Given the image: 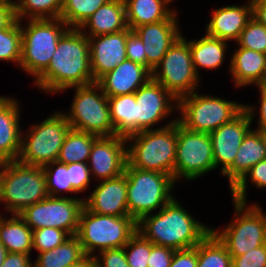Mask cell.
Returning a JSON list of instances; mask_svg holds the SVG:
<instances>
[{"label": "cell", "instance_id": "816d5d0a", "mask_svg": "<svg viewBox=\"0 0 266 267\" xmlns=\"http://www.w3.org/2000/svg\"><path fill=\"white\" fill-rule=\"evenodd\" d=\"M252 17L266 27V0H251Z\"/></svg>", "mask_w": 266, "mask_h": 267}, {"label": "cell", "instance_id": "b9f144b4", "mask_svg": "<svg viewBox=\"0 0 266 267\" xmlns=\"http://www.w3.org/2000/svg\"><path fill=\"white\" fill-rule=\"evenodd\" d=\"M67 171H69V181L73 189L81 194L88 191L92 178L88 163L72 162L67 164Z\"/></svg>", "mask_w": 266, "mask_h": 267}, {"label": "cell", "instance_id": "5bb4252c", "mask_svg": "<svg viewBox=\"0 0 266 267\" xmlns=\"http://www.w3.org/2000/svg\"><path fill=\"white\" fill-rule=\"evenodd\" d=\"M84 207V197L64 196L43 199L25 208L18 215L32 229L54 227L75 236L79 228V216Z\"/></svg>", "mask_w": 266, "mask_h": 267}, {"label": "cell", "instance_id": "60d3db41", "mask_svg": "<svg viewBox=\"0 0 266 267\" xmlns=\"http://www.w3.org/2000/svg\"><path fill=\"white\" fill-rule=\"evenodd\" d=\"M70 237L66 231L54 227L33 230V250L38 253L49 251L63 244Z\"/></svg>", "mask_w": 266, "mask_h": 267}, {"label": "cell", "instance_id": "db71d44e", "mask_svg": "<svg viewBox=\"0 0 266 267\" xmlns=\"http://www.w3.org/2000/svg\"><path fill=\"white\" fill-rule=\"evenodd\" d=\"M7 249L5 248V246L0 242V267L3 264V261L5 260V257L7 255Z\"/></svg>", "mask_w": 266, "mask_h": 267}, {"label": "cell", "instance_id": "4dcf8cb0", "mask_svg": "<svg viewBox=\"0 0 266 267\" xmlns=\"http://www.w3.org/2000/svg\"><path fill=\"white\" fill-rule=\"evenodd\" d=\"M110 119L115 135L128 137L135 134L136 98L135 93L108 97Z\"/></svg>", "mask_w": 266, "mask_h": 267}, {"label": "cell", "instance_id": "ba28073f", "mask_svg": "<svg viewBox=\"0 0 266 267\" xmlns=\"http://www.w3.org/2000/svg\"><path fill=\"white\" fill-rule=\"evenodd\" d=\"M71 129L65 115L54 111L42 122L32 123L21 133V149L17 161L43 167L57 161L60 149Z\"/></svg>", "mask_w": 266, "mask_h": 267}, {"label": "cell", "instance_id": "277c9868", "mask_svg": "<svg viewBox=\"0 0 266 267\" xmlns=\"http://www.w3.org/2000/svg\"><path fill=\"white\" fill-rule=\"evenodd\" d=\"M20 28L22 42L18 69L34 77L35 81L48 68L60 37L69 27L61 18H54L22 20Z\"/></svg>", "mask_w": 266, "mask_h": 267}, {"label": "cell", "instance_id": "1f68e13d", "mask_svg": "<svg viewBox=\"0 0 266 267\" xmlns=\"http://www.w3.org/2000/svg\"><path fill=\"white\" fill-rule=\"evenodd\" d=\"M99 136L75 129H70L60 149L57 161L69 164L72 162L88 163L93 142Z\"/></svg>", "mask_w": 266, "mask_h": 267}, {"label": "cell", "instance_id": "cb8c5ba5", "mask_svg": "<svg viewBox=\"0 0 266 267\" xmlns=\"http://www.w3.org/2000/svg\"><path fill=\"white\" fill-rule=\"evenodd\" d=\"M229 59V72L235 88L266 83V54L237 45Z\"/></svg>", "mask_w": 266, "mask_h": 267}, {"label": "cell", "instance_id": "9f6ffc18", "mask_svg": "<svg viewBox=\"0 0 266 267\" xmlns=\"http://www.w3.org/2000/svg\"><path fill=\"white\" fill-rule=\"evenodd\" d=\"M261 132L262 135V139L265 145V149H266V130H259Z\"/></svg>", "mask_w": 266, "mask_h": 267}, {"label": "cell", "instance_id": "3957f363", "mask_svg": "<svg viewBox=\"0 0 266 267\" xmlns=\"http://www.w3.org/2000/svg\"><path fill=\"white\" fill-rule=\"evenodd\" d=\"M127 163L134 168L168 174L175 181L177 121L126 137Z\"/></svg>", "mask_w": 266, "mask_h": 267}, {"label": "cell", "instance_id": "7c38bea8", "mask_svg": "<svg viewBox=\"0 0 266 267\" xmlns=\"http://www.w3.org/2000/svg\"><path fill=\"white\" fill-rule=\"evenodd\" d=\"M152 79L177 100L200 89L203 80L194 69L190 46L183 32L152 70Z\"/></svg>", "mask_w": 266, "mask_h": 267}, {"label": "cell", "instance_id": "d4e9b609", "mask_svg": "<svg viewBox=\"0 0 266 267\" xmlns=\"http://www.w3.org/2000/svg\"><path fill=\"white\" fill-rule=\"evenodd\" d=\"M79 29L94 37L128 29L124 0H110L90 16Z\"/></svg>", "mask_w": 266, "mask_h": 267}, {"label": "cell", "instance_id": "ab89813d", "mask_svg": "<svg viewBox=\"0 0 266 267\" xmlns=\"http://www.w3.org/2000/svg\"><path fill=\"white\" fill-rule=\"evenodd\" d=\"M129 267H148L151 254V242L136 232L124 246Z\"/></svg>", "mask_w": 266, "mask_h": 267}, {"label": "cell", "instance_id": "44dd1931", "mask_svg": "<svg viewBox=\"0 0 266 267\" xmlns=\"http://www.w3.org/2000/svg\"><path fill=\"white\" fill-rule=\"evenodd\" d=\"M245 4L222 6L212 11L211 18L205 27V34L228 41L236 42L247 23L252 19L251 0Z\"/></svg>", "mask_w": 266, "mask_h": 267}, {"label": "cell", "instance_id": "30bf717a", "mask_svg": "<svg viewBox=\"0 0 266 267\" xmlns=\"http://www.w3.org/2000/svg\"><path fill=\"white\" fill-rule=\"evenodd\" d=\"M244 109L238 101L193 92L178 100L177 121L194 132L210 133L230 122Z\"/></svg>", "mask_w": 266, "mask_h": 267}, {"label": "cell", "instance_id": "d590c367", "mask_svg": "<svg viewBox=\"0 0 266 267\" xmlns=\"http://www.w3.org/2000/svg\"><path fill=\"white\" fill-rule=\"evenodd\" d=\"M47 181V190L51 197H64L65 193L77 194L69 181L67 164L54 161L42 167ZM64 194V195H63Z\"/></svg>", "mask_w": 266, "mask_h": 267}, {"label": "cell", "instance_id": "e575fe53", "mask_svg": "<svg viewBox=\"0 0 266 267\" xmlns=\"http://www.w3.org/2000/svg\"><path fill=\"white\" fill-rule=\"evenodd\" d=\"M110 0H63L60 18L69 28H79L102 5Z\"/></svg>", "mask_w": 266, "mask_h": 267}, {"label": "cell", "instance_id": "f546056e", "mask_svg": "<svg viewBox=\"0 0 266 267\" xmlns=\"http://www.w3.org/2000/svg\"><path fill=\"white\" fill-rule=\"evenodd\" d=\"M33 267H68L86 257L79 238L71 236L63 244L46 252L38 253Z\"/></svg>", "mask_w": 266, "mask_h": 267}, {"label": "cell", "instance_id": "7dc6e473", "mask_svg": "<svg viewBox=\"0 0 266 267\" xmlns=\"http://www.w3.org/2000/svg\"><path fill=\"white\" fill-rule=\"evenodd\" d=\"M175 250L151 243L148 267H170Z\"/></svg>", "mask_w": 266, "mask_h": 267}, {"label": "cell", "instance_id": "4fadbf2b", "mask_svg": "<svg viewBox=\"0 0 266 267\" xmlns=\"http://www.w3.org/2000/svg\"><path fill=\"white\" fill-rule=\"evenodd\" d=\"M215 171L212 141L209 133L186 129L177 121L175 182L195 181Z\"/></svg>", "mask_w": 266, "mask_h": 267}, {"label": "cell", "instance_id": "e0dca14e", "mask_svg": "<svg viewBox=\"0 0 266 267\" xmlns=\"http://www.w3.org/2000/svg\"><path fill=\"white\" fill-rule=\"evenodd\" d=\"M248 112L243 109L235 118L210 132L215 169L222 175L234 162L246 134L252 129Z\"/></svg>", "mask_w": 266, "mask_h": 267}, {"label": "cell", "instance_id": "6f0895ef", "mask_svg": "<svg viewBox=\"0 0 266 267\" xmlns=\"http://www.w3.org/2000/svg\"><path fill=\"white\" fill-rule=\"evenodd\" d=\"M3 167H4V161H0V186H1V175L3 172Z\"/></svg>", "mask_w": 266, "mask_h": 267}, {"label": "cell", "instance_id": "ffe728a7", "mask_svg": "<svg viewBox=\"0 0 266 267\" xmlns=\"http://www.w3.org/2000/svg\"><path fill=\"white\" fill-rule=\"evenodd\" d=\"M84 206L91 212L110 216H130L127 209L126 174L99 181L84 198Z\"/></svg>", "mask_w": 266, "mask_h": 267}, {"label": "cell", "instance_id": "d6986e66", "mask_svg": "<svg viewBox=\"0 0 266 267\" xmlns=\"http://www.w3.org/2000/svg\"><path fill=\"white\" fill-rule=\"evenodd\" d=\"M131 29L88 37L93 83L127 60L126 41Z\"/></svg>", "mask_w": 266, "mask_h": 267}, {"label": "cell", "instance_id": "ac0fdd59", "mask_svg": "<svg viewBox=\"0 0 266 267\" xmlns=\"http://www.w3.org/2000/svg\"><path fill=\"white\" fill-rule=\"evenodd\" d=\"M179 11L167 20L138 26L133 31L142 39L146 54V67L152 70L162 60L171 45L182 35Z\"/></svg>", "mask_w": 266, "mask_h": 267}, {"label": "cell", "instance_id": "7a4b0ae2", "mask_svg": "<svg viewBox=\"0 0 266 267\" xmlns=\"http://www.w3.org/2000/svg\"><path fill=\"white\" fill-rule=\"evenodd\" d=\"M175 197L157 213L147 214L137 222V232L154 245L183 250L195 247L211 227L189 213Z\"/></svg>", "mask_w": 266, "mask_h": 267}, {"label": "cell", "instance_id": "52a82bcc", "mask_svg": "<svg viewBox=\"0 0 266 267\" xmlns=\"http://www.w3.org/2000/svg\"><path fill=\"white\" fill-rule=\"evenodd\" d=\"M136 232L132 217L96 214L84 206L76 236L86 256L94 257L100 251L124 247Z\"/></svg>", "mask_w": 266, "mask_h": 267}, {"label": "cell", "instance_id": "c3c4849f", "mask_svg": "<svg viewBox=\"0 0 266 267\" xmlns=\"http://www.w3.org/2000/svg\"><path fill=\"white\" fill-rule=\"evenodd\" d=\"M198 244L189 249L175 250L170 267H197Z\"/></svg>", "mask_w": 266, "mask_h": 267}, {"label": "cell", "instance_id": "603a6c76", "mask_svg": "<svg viewBox=\"0 0 266 267\" xmlns=\"http://www.w3.org/2000/svg\"><path fill=\"white\" fill-rule=\"evenodd\" d=\"M152 78V72L145 66L125 60L102 76L97 83L107 97L135 93Z\"/></svg>", "mask_w": 266, "mask_h": 267}, {"label": "cell", "instance_id": "681fc988", "mask_svg": "<svg viewBox=\"0 0 266 267\" xmlns=\"http://www.w3.org/2000/svg\"><path fill=\"white\" fill-rule=\"evenodd\" d=\"M1 267H33L30 254L7 253Z\"/></svg>", "mask_w": 266, "mask_h": 267}, {"label": "cell", "instance_id": "484cf974", "mask_svg": "<svg viewBox=\"0 0 266 267\" xmlns=\"http://www.w3.org/2000/svg\"><path fill=\"white\" fill-rule=\"evenodd\" d=\"M266 159V149L261 132L252 128L244 137L233 164L222 174L231 189L258 162Z\"/></svg>", "mask_w": 266, "mask_h": 267}, {"label": "cell", "instance_id": "2e32d148", "mask_svg": "<svg viewBox=\"0 0 266 267\" xmlns=\"http://www.w3.org/2000/svg\"><path fill=\"white\" fill-rule=\"evenodd\" d=\"M127 164L126 138L99 136L92 145L88 160L91 178L103 181L122 175Z\"/></svg>", "mask_w": 266, "mask_h": 267}, {"label": "cell", "instance_id": "f35d334b", "mask_svg": "<svg viewBox=\"0 0 266 267\" xmlns=\"http://www.w3.org/2000/svg\"><path fill=\"white\" fill-rule=\"evenodd\" d=\"M235 44L239 47L266 54V27L252 17L241 31L240 37Z\"/></svg>", "mask_w": 266, "mask_h": 267}, {"label": "cell", "instance_id": "11a10c76", "mask_svg": "<svg viewBox=\"0 0 266 267\" xmlns=\"http://www.w3.org/2000/svg\"><path fill=\"white\" fill-rule=\"evenodd\" d=\"M20 2H21V0H0V3L7 4V5L13 7L14 9H16L18 7Z\"/></svg>", "mask_w": 266, "mask_h": 267}, {"label": "cell", "instance_id": "83f0119b", "mask_svg": "<svg viewBox=\"0 0 266 267\" xmlns=\"http://www.w3.org/2000/svg\"><path fill=\"white\" fill-rule=\"evenodd\" d=\"M175 0H124L128 28L167 20L176 10L170 7Z\"/></svg>", "mask_w": 266, "mask_h": 267}, {"label": "cell", "instance_id": "f1b7e54d", "mask_svg": "<svg viewBox=\"0 0 266 267\" xmlns=\"http://www.w3.org/2000/svg\"><path fill=\"white\" fill-rule=\"evenodd\" d=\"M33 230L18 214L7 218L0 214V242L9 253L30 254L33 251Z\"/></svg>", "mask_w": 266, "mask_h": 267}, {"label": "cell", "instance_id": "9a60e30c", "mask_svg": "<svg viewBox=\"0 0 266 267\" xmlns=\"http://www.w3.org/2000/svg\"><path fill=\"white\" fill-rule=\"evenodd\" d=\"M135 98V133L164 128L177 121L176 117L156 128L166 118L168 119L173 112H177L178 100L154 79L151 78L146 84L142 85L135 92Z\"/></svg>", "mask_w": 266, "mask_h": 267}, {"label": "cell", "instance_id": "f6af8a7d", "mask_svg": "<svg viewBox=\"0 0 266 267\" xmlns=\"http://www.w3.org/2000/svg\"><path fill=\"white\" fill-rule=\"evenodd\" d=\"M256 88L258 89L259 95H260V100L258 101L259 105L254 106V105L245 103L244 109L248 112L252 123H255L254 122L255 120L258 122L256 124L257 127H255L254 129L266 130V83L262 85H258L256 86ZM258 107H259V110H258ZM256 111H258V115ZM255 118H257L258 120Z\"/></svg>", "mask_w": 266, "mask_h": 267}, {"label": "cell", "instance_id": "7bdbcfd3", "mask_svg": "<svg viewBox=\"0 0 266 267\" xmlns=\"http://www.w3.org/2000/svg\"><path fill=\"white\" fill-rule=\"evenodd\" d=\"M232 267H266V244L241 256H231Z\"/></svg>", "mask_w": 266, "mask_h": 267}, {"label": "cell", "instance_id": "8fae6325", "mask_svg": "<svg viewBox=\"0 0 266 267\" xmlns=\"http://www.w3.org/2000/svg\"><path fill=\"white\" fill-rule=\"evenodd\" d=\"M74 91V97L67 112L63 111L70 127L75 130L92 133L97 136H114L115 131L110 119L108 97L101 86L91 83L63 90Z\"/></svg>", "mask_w": 266, "mask_h": 267}, {"label": "cell", "instance_id": "8992f818", "mask_svg": "<svg viewBox=\"0 0 266 267\" xmlns=\"http://www.w3.org/2000/svg\"><path fill=\"white\" fill-rule=\"evenodd\" d=\"M127 209L138 222L143 216L155 213L168 204L177 183L173 177L157 171L142 170L126 164Z\"/></svg>", "mask_w": 266, "mask_h": 267}, {"label": "cell", "instance_id": "9c48e42d", "mask_svg": "<svg viewBox=\"0 0 266 267\" xmlns=\"http://www.w3.org/2000/svg\"><path fill=\"white\" fill-rule=\"evenodd\" d=\"M232 202V220L226 227H211V231L225 245L231 256H241L266 244V213L256 202Z\"/></svg>", "mask_w": 266, "mask_h": 267}, {"label": "cell", "instance_id": "bcb514c9", "mask_svg": "<svg viewBox=\"0 0 266 267\" xmlns=\"http://www.w3.org/2000/svg\"><path fill=\"white\" fill-rule=\"evenodd\" d=\"M126 55L127 60L146 67V54L143 41L133 30L127 36Z\"/></svg>", "mask_w": 266, "mask_h": 267}, {"label": "cell", "instance_id": "ee69618b", "mask_svg": "<svg viewBox=\"0 0 266 267\" xmlns=\"http://www.w3.org/2000/svg\"><path fill=\"white\" fill-rule=\"evenodd\" d=\"M94 256L96 267H129L124 247L107 249Z\"/></svg>", "mask_w": 266, "mask_h": 267}, {"label": "cell", "instance_id": "f907efd6", "mask_svg": "<svg viewBox=\"0 0 266 267\" xmlns=\"http://www.w3.org/2000/svg\"><path fill=\"white\" fill-rule=\"evenodd\" d=\"M16 19L15 9L0 3V30L8 28Z\"/></svg>", "mask_w": 266, "mask_h": 267}, {"label": "cell", "instance_id": "836d02e7", "mask_svg": "<svg viewBox=\"0 0 266 267\" xmlns=\"http://www.w3.org/2000/svg\"><path fill=\"white\" fill-rule=\"evenodd\" d=\"M63 0H21L15 9L19 21L60 18Z\"/></svg>", "mask_w": 266, "mask_h": 267}, {"label": "cell", "instance_id": "74e56055", "mask_svg": "<svg viewBox=\"0 0 266 267\" xmlns=\"http://www.w3.org/2000/svg\"><path fill=\"white\" fill-rule=\"evenodd\" d=\"M256 186L263 191L266 189V159L251 167L245 175L231 188L232 199L242 203H248V184Z\"/></svg>", "mask_w": 266, "mask_h": 267}, {"label": "cell", "instance_id": "8d00e7d4", "mask_svg": "<svg viewBox=\"0 0 266 267\" xmlns=\"http://www.w3.org/2000/svg\"><path fill=\"white\" fill-rule=\"evenodd\" d=\"M21 28L16 19L8 28L0 30V61L19 67L21 59Z\"/></svg>", "mask_w": 266, "mask_h": 267}, {"label": "cell", "instance_id": "7402d4cb", "mask_svg": "<svg viewBox=\"0 0 266 267\" xmlns=\"http://www.w3.org/2000/svg\"><path fill=\"white\" fill-rule=\"evenodd\" d=\"M12 97L0 95V161H17L21 149V107Z\"/></svg>", "mask_w": 266, "mask_h": 267}, {"label": "cell", "instance_id": "d6a6232c", "mask_svg": "<svg viewBox=\"0 0 266 267\" xmlns=\"http://www.w3.org/2000/svg\"><path fill=\"white\" fill-rule=\"evenodd\" d=\"M197 267H232L231 255L212 231L198 244Z\"/></svg>", "mask_w": 266, "mask_h": 267}, {"label": "cell", "instance_id": "5b68a950", "mask_svg": "<svg viewBox=\"0 0 266 267\" xmlns=\"http://www.w3.org/2000/svg\"><path fill=\"white\" fill-rule=\"evenodd\" d=\"M49 195L45 172L40 166L18 161L4 162L1 175L0 204L7 213L19 214Z\"/></svg>", "mask_w": 266, "mask_h": 267}, {"label": "cell", "instance_id": "6da1fadb", "mask_svg": "<svg viewBox=\"0 0 266 267\" xmlns=\"http://www.w3.org/2000/svg\"><path fill=\"white\" fill-rule=\"evenodd\" d=\"M93 83L88 37L79 28H69L59 39L48 68L32 82L45 94Z\"/></svg>", "mask_w": 266, "mask_h": 267}, {"label": "cell", "instance_id": "f5cc1de1", "mask_svg": "<svg viewBox=\"0 0 266 267\" xmlns=\"http://www.w3.org/2000/svg\"><path fill=\"white\" fill-rule=\"evenodd\" d=\"M68 267H96V260L92 256H86L80 262Z\"/></svg>", "mask_w": 266, "mask_h": 267}, {"label": "cell", "instance_id": "4316f807", "mask_svg": "<svg viewBox=\"0 0 266 267\" xmlns=\"http://www.w3.org/2000/svg\"><path fill=\"white\" fill-rule=\"evenodd\" d=\"M205 35V36H204ZM194 69L200 77V68L216 70L222 66L227 56L228 41L203 34L199 39L188 40Z\"/></svg>", "mask_w": 266, "mask_h": 267}]
</instances>
